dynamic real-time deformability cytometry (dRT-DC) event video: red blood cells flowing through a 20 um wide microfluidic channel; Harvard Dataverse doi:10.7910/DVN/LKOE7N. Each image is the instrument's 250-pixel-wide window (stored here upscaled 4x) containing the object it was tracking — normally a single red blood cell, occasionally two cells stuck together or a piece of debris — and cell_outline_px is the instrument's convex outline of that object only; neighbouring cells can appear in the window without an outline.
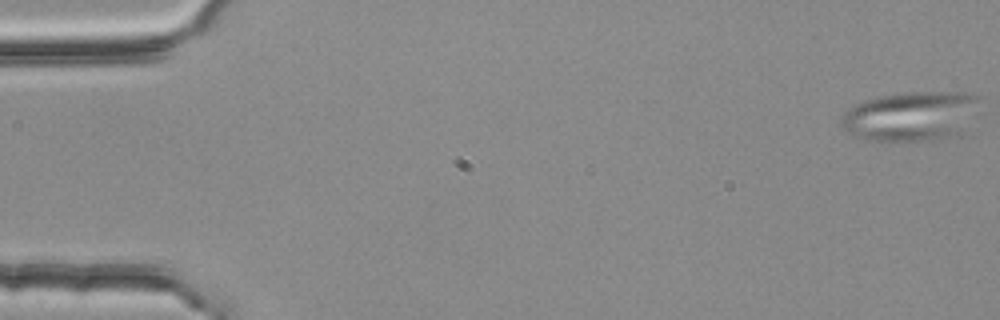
{"species": "common noctule bat (a hibernating species)", "species_latin": "Nyctalus noctula", "temperature_condition": "room temperature", "stored_images_in_passage": 4, "camera_frame_rate_fps": 3000, "um_per_image_px": 0.085, "animal": {"sex": "female", "body_mass_g": 25.1}, "frame": {"image": 1, "passage_image": 1, "time_ms": 0.0, "image_size_px": [1000, 320], "cell_outline_px": [[980, 96], [968, 136], [928, 140], [884, 144], [864, 140], [852, 136], [840, 128], [844, 112], [848, 108], [864, 100], [876, 96], [904, 92], [964, 92]], "centroid_in_image_um": [77.46, 9.94], "position_along_channel_um": 7.5, "area_um2": 42.08}}